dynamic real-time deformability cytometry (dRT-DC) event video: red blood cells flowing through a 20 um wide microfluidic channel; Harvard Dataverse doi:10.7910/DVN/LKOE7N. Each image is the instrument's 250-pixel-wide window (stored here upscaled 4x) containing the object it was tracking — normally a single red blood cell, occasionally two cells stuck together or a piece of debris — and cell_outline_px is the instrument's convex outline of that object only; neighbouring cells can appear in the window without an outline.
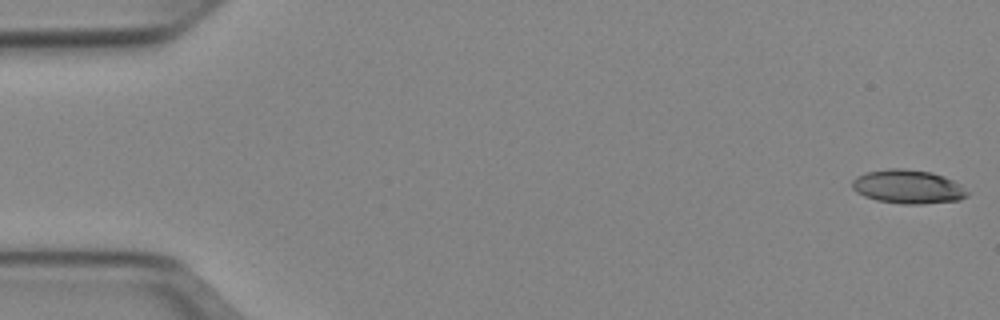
{"species": "Egyptian fruit bat (a non-hibernating species)", "species_latin": "Rousettus aegyptiacus", "temperature_condition": "cold", "stored_images_in_passage": 51, "camera_frame_rate_fps": 3000, "um_per_image_px": 0.085, "animal": {"sex": "female"}, "frame": {"image": 1, "passage_image": 1, "time_ms": 0.0, "image_size_px": [1000, 320], "cell_outline_px": [[968, 196], [960, 200], [924, 204], [900, 204], [876, 200], [864, 196], [856, 192], [852, 188], [852, 180], [856, 176], [864, 172], [888, 168], [904, 168], [932, 172], [944, 176], [960, 184], [968, 192]], "centroid_in_image_um": [77.16, 15.87], "position_along_channel_um": 7.8, "area_um2": 23.0}}
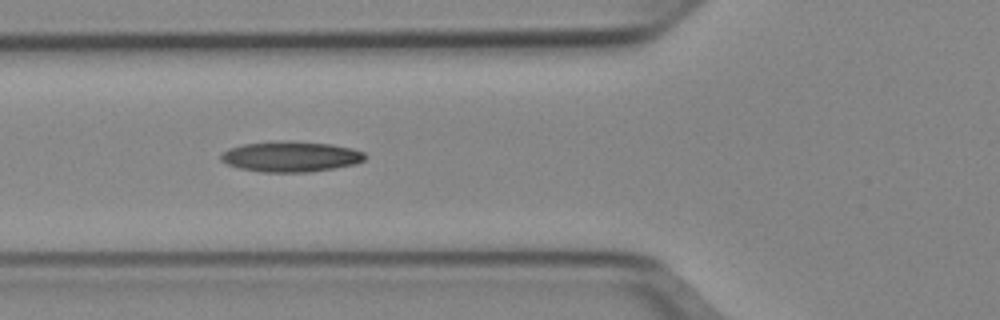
{"frame": {"image": 2, "passage_image": 19, "time_ms": 6.0, "image_size_px": [1000, 320], "cell_outline_px": [[368, 156], [364, 160], [356, 164], [312, 172], [260, 172], [240, 168], [228, 164], [220, 160], [220, 156], [224, 152], [232, 148], [244, 144], [288, 140], [332, 144], [352, 148], [364, 152]], "centroid_in_image_um": [24.78, 13.31], "position_along_channel_um": 101.0, "area_um2": 25.66}}
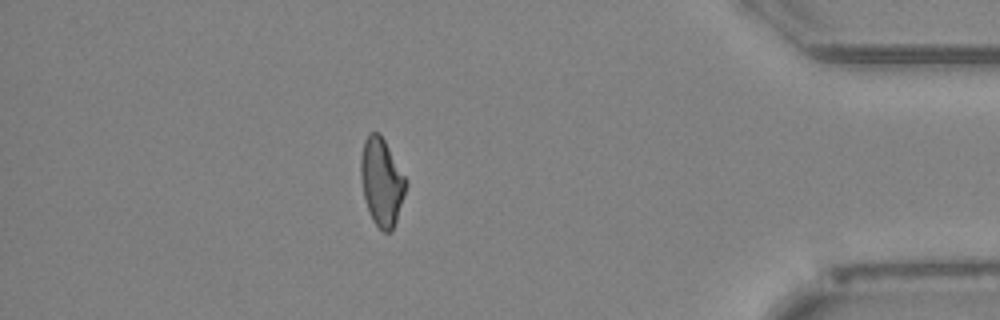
{"frame": {"image": 3, "passage_image": 45, "time_ms": 14.667, "image_size_px": [1000, 320], "cell_outline_px": [[408, 184], [392, 232], [384, 232], [372, 220], [364, 196], [360, 176], [360, 160], [364, 140], [368, 132], [380, 132], [408, 180]], "centroid_in_image_um": [32.45, 15.42], "position_along_channel_um": 402.8, "area_um2": 23.18}, "authors_computed_cell_mechanics": {"area_um2": 23.3512, "velocity_mm_per_s": 3.9648, "shape_relaxation_time_tau1_ms": null, "shape_relaxation_time_tau2_ms": 5.1264, "deformation_change_tau1": null, "deformation_change_tau2": 0.1456}}